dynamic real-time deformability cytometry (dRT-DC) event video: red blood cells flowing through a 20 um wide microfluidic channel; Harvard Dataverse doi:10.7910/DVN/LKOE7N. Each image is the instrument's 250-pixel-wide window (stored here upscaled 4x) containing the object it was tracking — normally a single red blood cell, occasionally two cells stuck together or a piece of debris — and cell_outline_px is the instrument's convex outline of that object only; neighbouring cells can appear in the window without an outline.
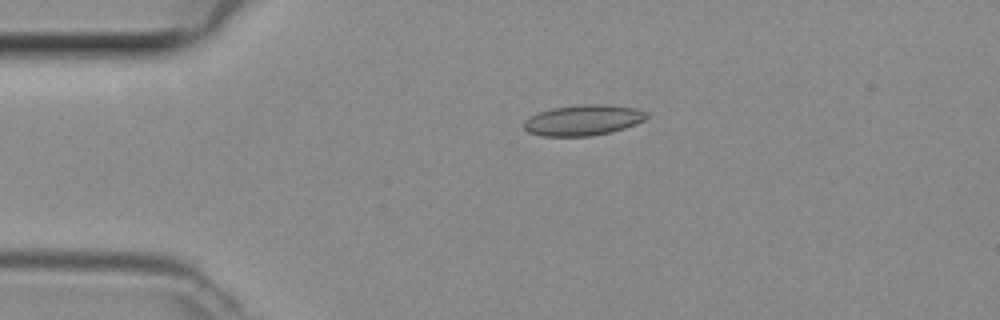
{"species": "common noctule bat (a hibernating species)", "species_latin": "Nyctalus noctula", "temperature_condition": "room temperature", "stored_images_in_passage": 49, "camera_frame_rate_fps": 3000, "um_per_image_px": 0.085, "animal": {"sex": "female", "body_mass_g": 29.2, "forearm_length_mm": 56.3}, "frame": {"image": 1, "passage_image": 11, "time_ms": 3.333, "image_size_px": [1000, 320], "cell_outline_px": [[648, 116], [644, 120], [636, 124], [612, 132], [592, 136], [540, 136], [528, 132], [524, 128], [524, 120], [540, 112], [552, 108], [580, 104], [600, 104], [636, 108], [648, 112]], "centroid_in_image_um": [49.58, 10.22], "position_along_channel_um": 35.4, "area_um2": 21.96}}
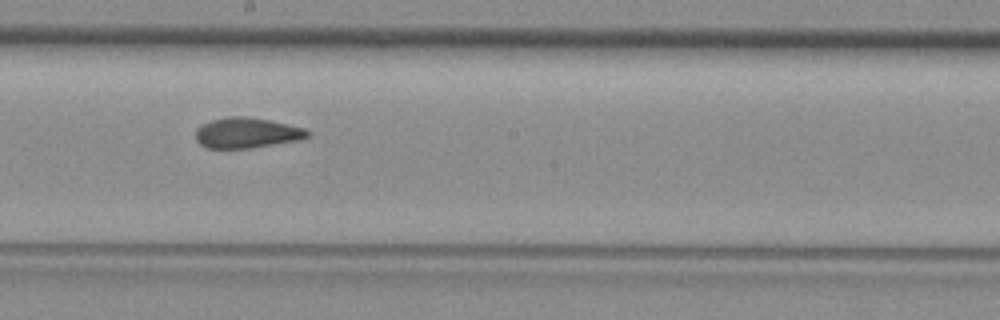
{"frame": {"image": 2, "passage_image": 27, "time_ms": 8.667, "image_size_px": [1000, 320], "cell_outline_px": [[308, 136], [300, 140], [252, 148], [208, 148], [200, 144], [196, 140], [196, 128], [212, 120], [228, 116], [248, 116], [268, 120], [304, 128], [308, 132]], "centroid_in_image_um": [20.96, 11.3], "position_along_channel_um": 227.2, "area_um2": 19.71}}
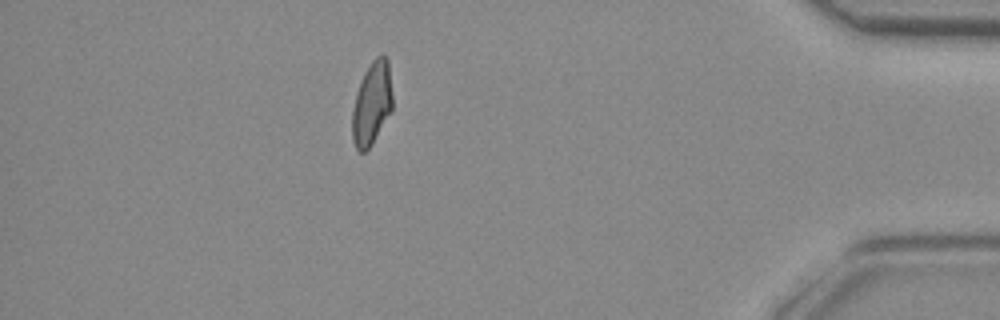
{"frame": {"image": 3, "passage_image": 43, "time_ms": 14.0, "image_size_px": [1000, 320], "cell_outline_px": [[392, 112], [372, 144], [364, 152], [360, 152], [356, 148], [352, 140], [352, 112], [356, 96], [364, 72], [372, 60], [376, 56], [384, 56], [388, 60], [392, 96]], "centroid_in_image_um": [31.61, 8.82], "position_along_channel_um": 403.6, "area_um2": 19.42}}